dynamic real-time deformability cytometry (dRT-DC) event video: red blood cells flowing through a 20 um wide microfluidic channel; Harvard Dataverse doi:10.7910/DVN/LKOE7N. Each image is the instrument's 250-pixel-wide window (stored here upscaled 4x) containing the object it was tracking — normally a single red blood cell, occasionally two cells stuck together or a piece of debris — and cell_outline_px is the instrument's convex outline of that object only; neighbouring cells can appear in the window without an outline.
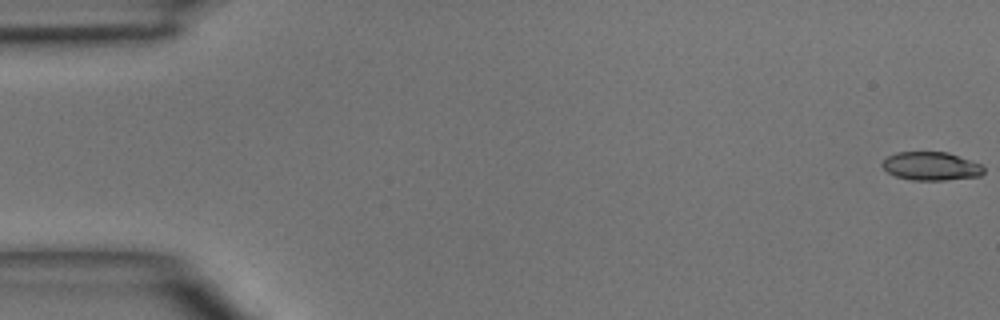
{"species": "common noctule bat (a hibernating species)", "species_latin": "Nyctalus noctula", "temperature_condition": "room temperature", "stored_images_in_passage": 5, "camera_frame_rate_fps": 3000, "um_per_image_px": 0.085, "animal": {"sex": "male", "body_mass_g": 15.6}, "frame": {"image": 1, "passage_image": 1, "time_ms": 0.0, "image_size_px": [1000, 320], "cell_outline_px": [[984, 172], [980, 176], [944, 180], [912, 180], [896, 176], [888, 172], [880, 164], [888, 156], [896, 152], [948, 152], [980, 164], [984, 168]], "centroid_in_image_um": [79.13, 14.12], "position_along_channel_um": 5.9, "area_um2": 16.7}}
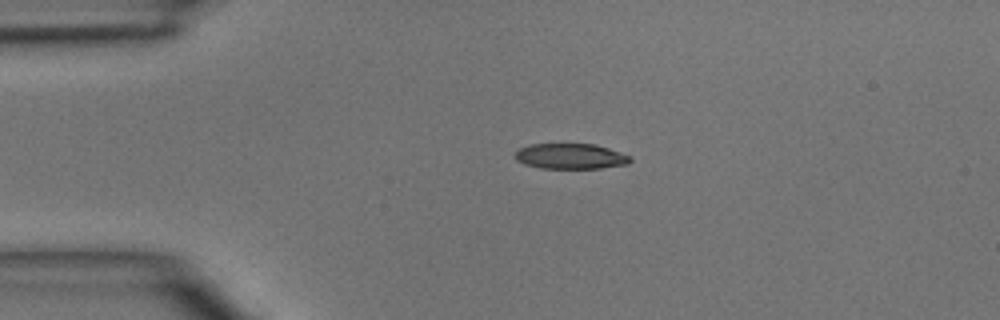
{"frame": {"image": 2, "passage_image": 4, "time_ms": 3.333, "image_size_px": [1000, 320], "cell_outline_px": [[632, 160], [628, 164], [600, 168], [540, 168], [524, 164], [516, 160], [516, 152], [520, 148], [528, 144], [596, 144], [632, 156]], "centroid_in_image_um": [48.52, 13.28], "position_along_channel_um": 36.5, "area_um2": 17.11}}